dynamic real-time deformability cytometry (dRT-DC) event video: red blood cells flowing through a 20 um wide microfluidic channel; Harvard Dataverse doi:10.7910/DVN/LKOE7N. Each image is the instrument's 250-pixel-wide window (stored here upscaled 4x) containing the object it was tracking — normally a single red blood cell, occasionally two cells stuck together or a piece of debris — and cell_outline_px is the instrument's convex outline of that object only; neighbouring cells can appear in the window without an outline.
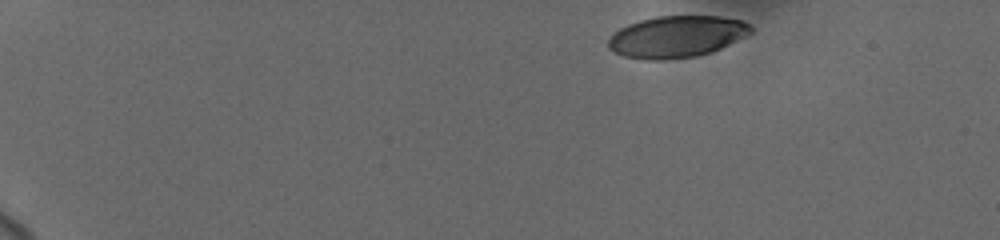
{"species": "human", "species_latin": "Homo sapiens", "temperature_condition": "cold", "stored_images_in_passage": 25, "camera_frame_rate_fps": 3000, "um_per_image_px": 0.085, "donor": {"sex": "female"}, "frame": {"image": 1, "passage_image": 1, "time_ms": 0.0, "image_size_px": [1000, 240], "cell_outline_px": [[752, 32], [712, 52], [696, 56], [668, 60], [648, 60], [624, 56], [608, 48], [608, 40], [620, 28], [628, 24], [640, 20], [656, 16], [720, 16], [744, 20], [752, 28]], "centroid_in_image_um": [57.52, 3.11], "position_along_channel_um": 27.5, "area_um2": 34.51}}
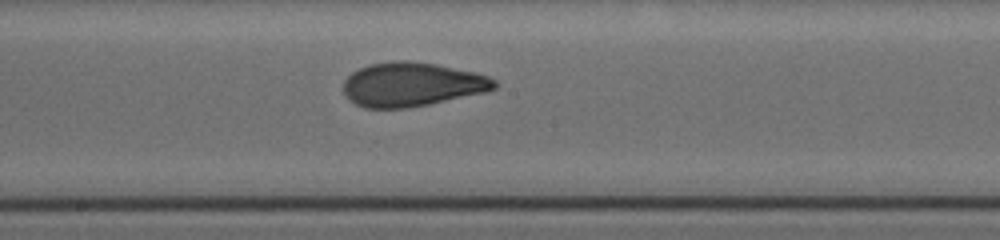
{"frame": {"image": 2, "passage_image": 14, "time_ms": 8.333, "image_size_px": [1000, 240], "cell_outline_px": [[496, 88], [488, 92], [408, 108], [364, 108], [348, 100], [344, 96], [344, 80], [352, 72], [368, 64], [396, 60], [404, 60], [436, 64], [476, 72], [488, 76], [496, 80]], "centroid_in_image_um": [35.01, 7.18], "position_along_channel_um": 213.2, "area_um2": 39.02}}
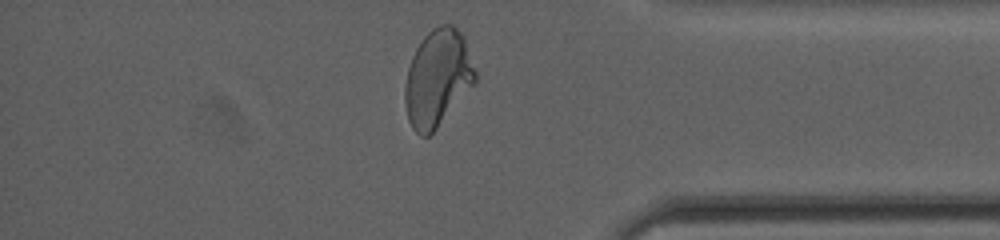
{"frame": {"image": 3, "passage_image": 24, "time_ms": 13.667, "image_size_px": [1000, 240], "cell_outline_px": [[476, 84], [436, 128], [428, 136], [420, 136], [412, 128], [408, 120], [404, 104], [404, 84], [408, 68], [412, 56], [416, 48], [424, 36], [432, 28], [440, 24], [452, 24], [464, 36], [476, 72]], "centroid_in_image_um": [37.19, 6.64], "position_along_channel_um": 398.0, "area_um2": 39.94}, "authors_computed_cell_mechanics": {"area_um2": 37.6856, "velocity_mm_per_s": 3.6862, "shape_relaxation_time_tau1_ms": 8.8937, "shape_relaxation_time_tau2_ms": 1.0191, "deformation_change_tau1": 0.2277, "deformation_change_tau2": 0.0608}}